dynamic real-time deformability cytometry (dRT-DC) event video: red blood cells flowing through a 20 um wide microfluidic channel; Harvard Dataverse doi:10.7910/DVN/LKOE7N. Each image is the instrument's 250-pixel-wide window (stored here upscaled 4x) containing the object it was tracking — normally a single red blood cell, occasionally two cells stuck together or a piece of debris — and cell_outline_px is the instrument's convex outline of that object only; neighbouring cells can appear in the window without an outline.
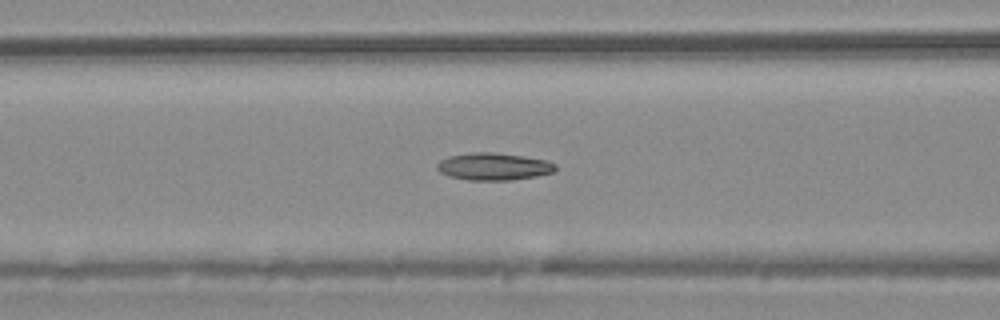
{"species": "common noctule bat (a hibernating species)", "species_latin": "Nyctalus noctula", "temperature_condition": "warm", "stored_images_in_passage": 45, "camera_frame_rate_fps": 3000, "um_per_image_px": 0.085, "animal": {"sex": "male", "body_mass_g": 20.4}, "frame": {"image": 1, "passage_image": 13, "time_ms": 4.0, "image_size_px": [1000, 320], "cell_outline_px": [[556, 172], [536, 176], [512, 180], [468, 180], [448, 176], [440, 172], [436, 168], [436, 164], [440, 160], [448, 156], [472, 152], [492, 152], [524, 156], [544, 160], [556, 164]], "centroid_in_image_um": [41.94, 14.15], "position_along_channel_um": 124.7, "area_um2": 18.96}}
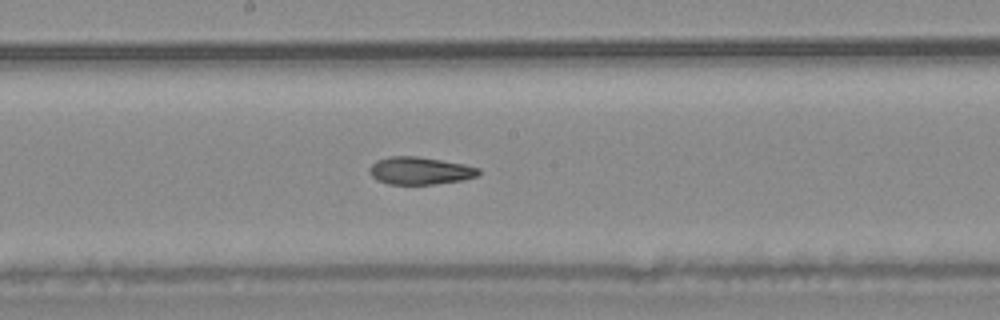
{"frame": {"image": 2, "passage_image": 20, "time_ms": 6.333, "image_size_px": [1000, 320], "cell_outline_px": [[480, 172], [476, 176], [464, 180], [436, 184], [388, 184], [376, 180], [368, 172], [368, 168], [376, 160], [388, 156], [416, 156], [464, 164], [480, 168]], "centroid_in_image_um": [35.67, 14.51], "position_along_channel_um": 212.5, "area_um2": 17.63}}
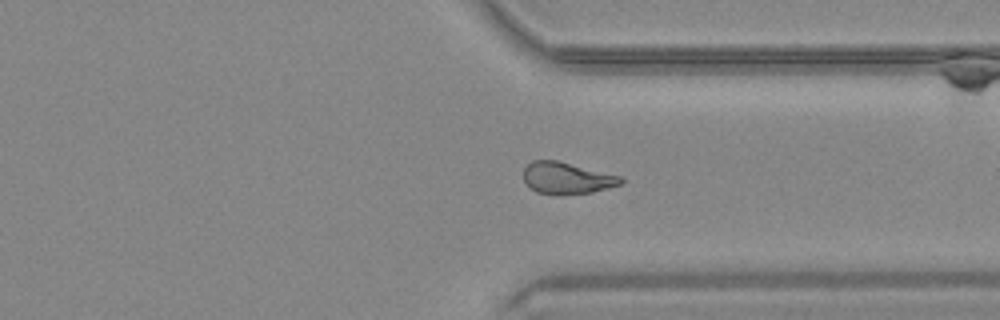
{"frame": {"image": 3, "passage_image": 32, "time_ms": 10.333, "image_size_px": [1000, 320], "cell_outline_px": [[624, 184], [592, 192], [560, 196], [556, 196], [536, 192], [524, 180], [524, 168], [532, 160], [556, 160], [620, 176], [624, 180]], "centroid_in_image_um": [48.19, 15.16], "position_along_channel_um": 363.2, "area_um2": 18.09}, "authors_computed_cell_mechanics": {"area_um2": 18.4382, "velocity_mm_per_s": 3.7643, "shape_relaxation_time_tau1_ms": null, "shape_relaxation_time_tau2_ms": 5.2499, "deformation_change_tau1": null, "deformation_change_tau2": 0.1169}}